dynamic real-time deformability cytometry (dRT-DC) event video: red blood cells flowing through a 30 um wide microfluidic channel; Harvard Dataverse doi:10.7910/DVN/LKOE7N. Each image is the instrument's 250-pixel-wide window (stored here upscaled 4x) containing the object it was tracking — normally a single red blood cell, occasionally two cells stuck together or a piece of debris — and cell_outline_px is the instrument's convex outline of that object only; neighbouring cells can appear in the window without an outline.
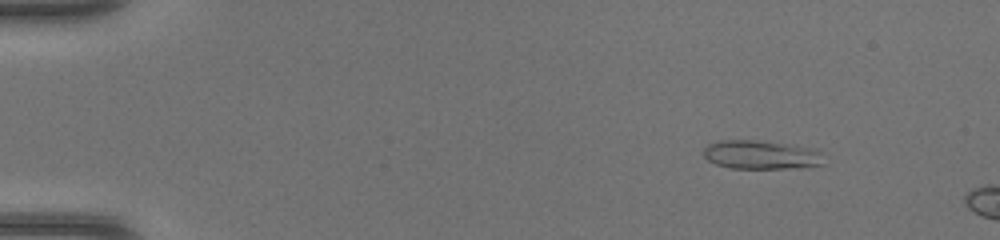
{"species": "common noctule bat (a hibernating species)", "species_latin": "Nyctalus noctula", "temperature_condition": "warm", "stored_images_in_passage": 7, "camera_frame_rate_fps": 3000, "um_per_image_px": 0.085, "animal": {"sex": "female", "body_mass_g": 17.0, "forearm_length_mm": 48.0}, "frame": {"image": 1, "passage_image": 3, "time_ms": 0.667, "image_size_px": [1000, 240], "cell_outline_px": [[824, 164], [800, 168], [732, 168], [716, 164], [708, 160], [704, 156], [704, 148], [708, 144], [720, 140], [756, 140], [816, 148], [820, 152]], "centroid_in_image_um": [64.71, 13.15], "position_along_channel_um": 20.3, "area_um2": 20.17}}